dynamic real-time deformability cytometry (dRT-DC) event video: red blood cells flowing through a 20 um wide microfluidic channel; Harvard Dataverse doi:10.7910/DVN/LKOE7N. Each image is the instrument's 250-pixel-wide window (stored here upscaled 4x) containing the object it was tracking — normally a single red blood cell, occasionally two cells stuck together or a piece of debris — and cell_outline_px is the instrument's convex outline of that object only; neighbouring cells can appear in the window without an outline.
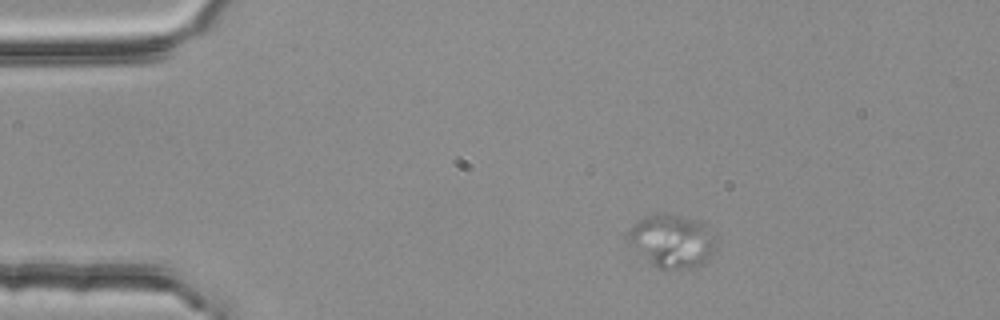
{"species": "common noctule bat (a hibernating species)", "species_latin": "Nyctalus noctula", "temperature_condition": "room temperature", "stored_images_in_passage": 3, "segment_of_instrument_passage": [1, 2], "camera_frame_rate_fps": 3000, "um_per_image_px": 0.085, "animal": {"sex": "female", "body_mass_g": 25.1}, "frame": {"image": 1, "passage_image": 1, "time_ms": 0.0, "image_size_px": [1000, 320], "cell_outline_px": [[716, 248], [712, 256], [700, 264], [688, 268], [660, 268], [652, 264], [624, 240], [624, 236], [644, 216], [656, 212], [664, 212], [680, 216], [692, 220], [700, 224], [716, 240]], "centroid_in_image_um": [57.05, 20.48], "position_along_channel_um": 27.9, "area_um2": 26.7}}